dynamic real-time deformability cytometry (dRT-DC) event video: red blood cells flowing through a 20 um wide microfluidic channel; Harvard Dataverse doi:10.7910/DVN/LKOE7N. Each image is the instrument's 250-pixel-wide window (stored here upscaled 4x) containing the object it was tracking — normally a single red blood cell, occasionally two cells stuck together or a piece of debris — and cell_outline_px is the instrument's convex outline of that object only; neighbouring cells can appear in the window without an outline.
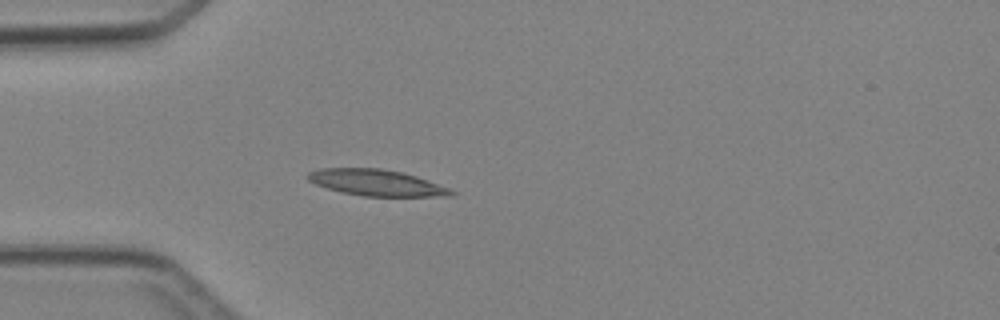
{"species": "Egyptian fruit bat (a non-hibernating species)", "species_latin": "Rousettus aegyptiacus", "temperature_condition": "cold", "stored_images_in_passage": 4, "camera_frame_rate_fps": 3000, "um_per_image_px": 0.085, "animal": {"sex": "female"}, "frame": {"image": 1, "passage_image": 4, "time_ms": 4.667, "image_size_px": [1000, 320], "cell_outline_px": [[456, 192], [452, 196], [364, 196], [344, 192], [328, 188], [316, 184], [308, 180], [308, 172], [320, 168], [380, 168], [400, 172], [416, 176], [452, 188]], "centroid_in_image_um": [32.05, 15.52], "position_along_channel_um": 53.0, "area_um2": 21.79}}